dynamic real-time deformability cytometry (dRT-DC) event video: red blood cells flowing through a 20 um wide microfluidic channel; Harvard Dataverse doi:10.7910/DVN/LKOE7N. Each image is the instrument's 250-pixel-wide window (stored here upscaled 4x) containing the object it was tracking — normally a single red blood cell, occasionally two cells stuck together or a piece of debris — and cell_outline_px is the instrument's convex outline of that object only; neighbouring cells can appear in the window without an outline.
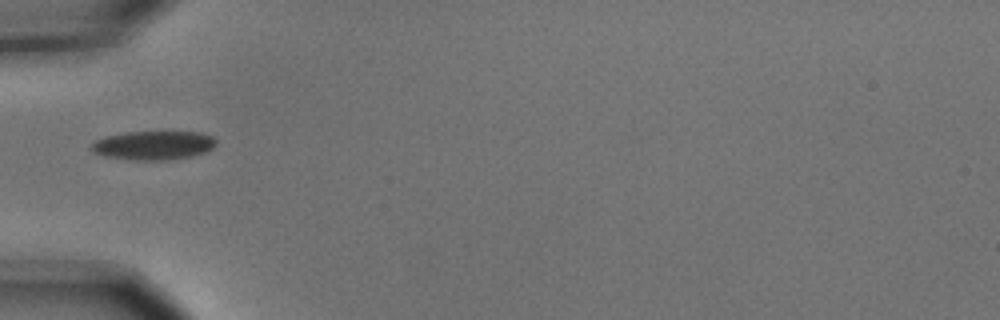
{"species": "common noctule bat (a hibernating species)", "species_latin": "Nyctalus noctula", "temperature_condition": "cold", "stored_images_in_passage": 1, "camera_frame_rate_fps": 3000, "um_per_image_px": 0.085, "animal": {"sex": "male", "body_mass_g": 15.6}, "frame": {"image": 1, "passage_image": 1, "time_ms": 0.0, "image_size_px": [1000, 320], "cell_outline_px": [[216, 144], [212, 148], [204, 152], [188, 156], [160, 160], [136, 160], [104, 156], [88, 148], [96, 140], [108, 136], [128, 132], [200, 132], [212, 136], [216, 140]], "centroid_in_image_um": [13.04, 12.34], "position_along_channel_um": 72.0, "area_um2": 20.58}}